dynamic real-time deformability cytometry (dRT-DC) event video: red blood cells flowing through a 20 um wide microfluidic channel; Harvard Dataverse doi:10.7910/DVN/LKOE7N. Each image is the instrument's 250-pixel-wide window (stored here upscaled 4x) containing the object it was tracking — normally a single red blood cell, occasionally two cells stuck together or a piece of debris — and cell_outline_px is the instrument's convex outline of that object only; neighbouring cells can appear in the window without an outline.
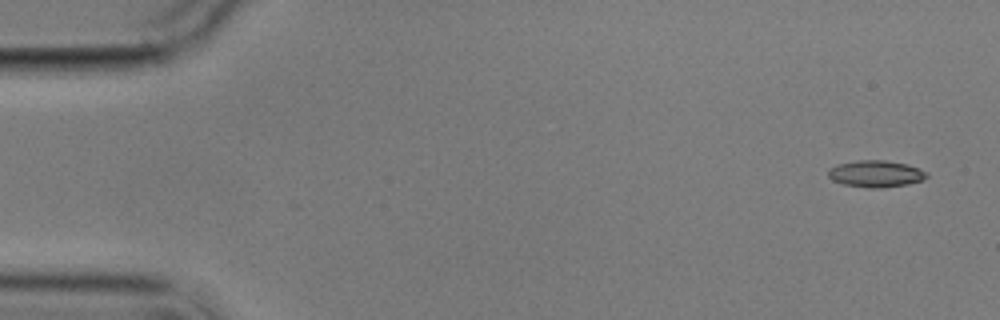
{"species": "common noctule bat (a hibernating species)", "species_latin": "Nyctalus noctula", "temperature_condition": "cold", "stored_images_in_passage": 5, "camera_frame_rate_fps": 3000, "um_per_image_px": 0.085, "animal": {"sex": "male", "body_mass_g": 17.9}, "frame": {"image": 1, "passage_image": 1, "time_ms": 0.0, "image_size_px": [1000, 320], "cell_outline_px": [[928, 176], [924, 180], [908, 184], [880, 188], [868, 188], [844, 184], [832, 180], [828, 176], [828, 172], [832, 168], [840, 164], [856, 160], [884, 160], [908, 164], [928, 172]], "centroid_in_image_um": [74.49, 14.77], "position_along_channel_um": 10.5, "area_um2": 15.32}}
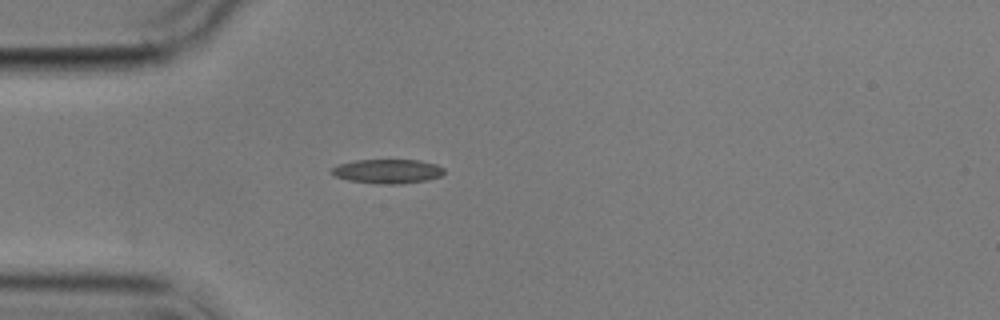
{"frame": {"image": 2, "passage_image": 5, "time_ms": 4.333, "image_size_px": [1000, 320], "cell_outline_px": [[444, 172], [440, 176], [428, 180], [400, 184], [376, 184], [348, 180], [336, 176], [328, 172], [332, 168], [340, 164], [356, 160], [420, 160], [436, 164], [444, 168]], "centroid_in_image_um": [32.95, 14.56], "position_along_channel_um": 52.1, "area_um2": 15.95}}